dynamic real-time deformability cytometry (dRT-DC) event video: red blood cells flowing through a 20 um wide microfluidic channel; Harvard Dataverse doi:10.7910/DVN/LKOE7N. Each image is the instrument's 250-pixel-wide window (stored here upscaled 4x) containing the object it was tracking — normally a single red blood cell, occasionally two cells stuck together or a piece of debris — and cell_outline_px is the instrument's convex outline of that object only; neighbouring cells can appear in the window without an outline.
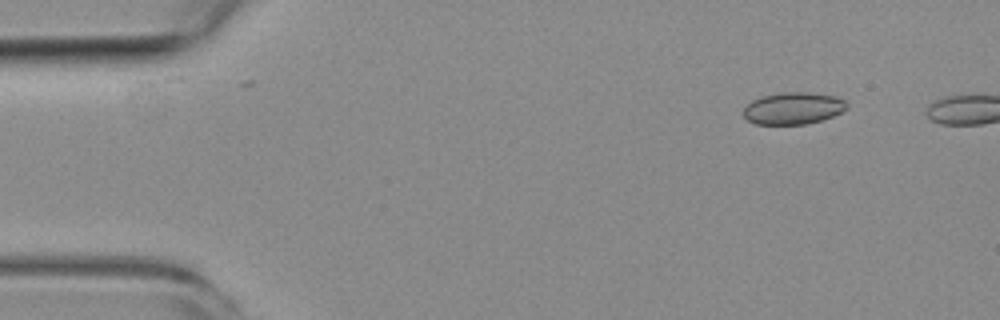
{"species": "common noctule bat (a hibernating species)", "species_latin": "Nyctalus noctula", "temperature_condition": "room temperature", "stored_images_in_passage": 4, "camera_frame_rate_fps": 3000, "um_per_image_px": 0.085, "animal": {"sex": "female", "body_mass_g": 19.3, "forearm_length_mm": 54.1}, "frame": {"image": 1, "passage_image": 1, "time_ms": 0.0, "image_size_px": [1000, 320], "cell_outline_px": [[848, 108], [832, 116], [820, 120], [804, 124], [756, 124], [748, 120], [744, 116], [744, 108], [752, 100], [764, 96], [784, 92], [808, 92], [832, 96], [844, 100], [848, 104]], "centroid_in_image_um": [67.42, 9.2], "position_along_channel_um": 17.6, "area_um2": 18.96}}